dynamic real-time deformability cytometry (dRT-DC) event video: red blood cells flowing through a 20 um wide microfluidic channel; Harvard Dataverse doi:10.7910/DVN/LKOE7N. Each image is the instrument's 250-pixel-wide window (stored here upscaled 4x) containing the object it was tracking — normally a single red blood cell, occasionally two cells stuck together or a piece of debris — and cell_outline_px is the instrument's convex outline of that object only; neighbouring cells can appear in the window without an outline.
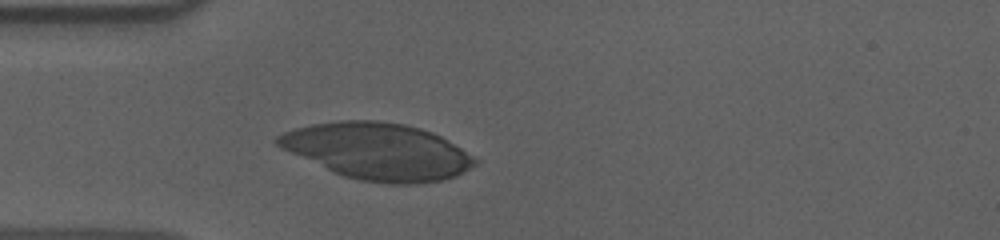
{"species": "human", "species_latin": "Homo sapiens", "temperature_condition": "cold", "stored_images_in_passage": 5, "camera_frame_rate_fps": 3000, "um_per_image_px": 0.085, "donor": {"sex": "male"}, "frame": {"image": 1, "passage_image": 1, "time_ms": 0.0, "image_size_px": [1000, 240], "cell_outline_px": [[480, 160], [476, 164], [456, 176], [444, 180], [416, 184], [388, 184], [360, 180], [344, 176], [280, 148], [272, 140], [276, 136], [284, 132], [296, 128], [312, 124], [340, 120], [376, 120], [404, 124], [420, 128], [432, 132], [440, 136]], "centroid_in_image_um": [32.1, 12.86], "position_along_channel_um": 52.9, "area_um2": 64.85}}